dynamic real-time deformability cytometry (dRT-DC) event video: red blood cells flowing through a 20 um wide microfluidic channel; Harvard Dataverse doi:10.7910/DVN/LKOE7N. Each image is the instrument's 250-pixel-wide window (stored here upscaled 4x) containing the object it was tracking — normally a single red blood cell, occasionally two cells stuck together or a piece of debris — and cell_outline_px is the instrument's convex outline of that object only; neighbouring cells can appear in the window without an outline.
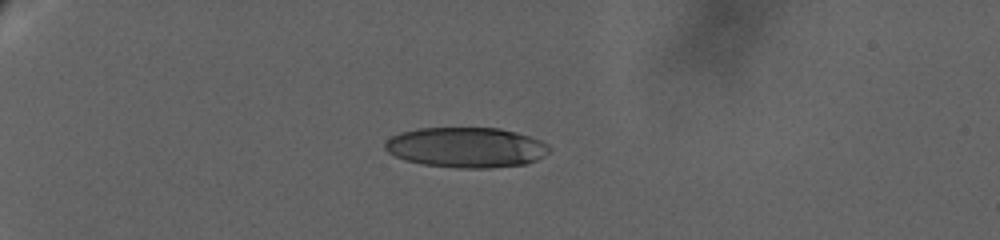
{"species": "human", "species_latin": "Homo sapiens", "temperature_condition": "warm", "stored_images_in_passage": 8, "camera_frame_rate_fps": 3000, "um_per_image_px": 0.085, "donor": {"sex": "female"}, "frame": {"image": 1, "passage_image": 1, "time_ms": 0.0, "image_size_px": [1000, 240], "cell_outline_px": [[552, 148], [544, 156], [536, 160], [524, 164], [488, 168], [456, 168], [424, 164], [404, 160], [388, 152], [384, 148], [384, 144], [392, 136], [400, 132], [420, 128], [500, 128], [516, 132], [540, 140], [548, 144]], "centroid_in_image_um": [39.63, 12.53], "position_along_channel_um": 45.4, "area_um2": 38.49}}